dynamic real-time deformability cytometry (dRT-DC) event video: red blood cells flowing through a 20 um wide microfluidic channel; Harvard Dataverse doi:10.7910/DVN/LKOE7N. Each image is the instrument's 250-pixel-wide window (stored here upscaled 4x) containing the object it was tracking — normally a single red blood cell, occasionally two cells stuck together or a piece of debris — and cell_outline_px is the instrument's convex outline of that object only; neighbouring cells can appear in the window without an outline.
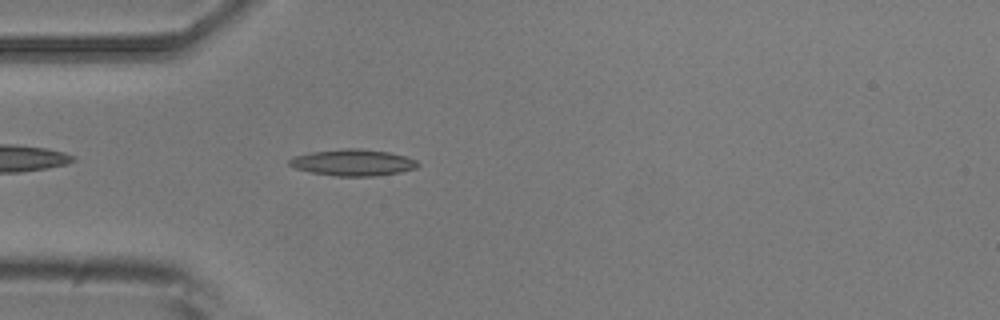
{"species": "common noctule bat (a hibernating species)", "species_latin": "Nyctalus noctula", "temperature_condition": "room temperature", "stored_images_in_passage": 4, "camera_frame_rate_fps": 3000, "um_per_image_px": 0.085, "animal": {"sex": "male", "body_mass_g": 20.5, "forearm_length_mm": 52.5}, "frame": {"image": 1, "passage_image": 4, "time_ms": 3.333, "image_size_px": [1000, 320], "cell_outline_px": [[420, 164], [416, 168], [400, 172], [372, 176], [336, 176], [308, 172], [296, 168], [288, 164], [288, 160], [296, 156], [312, 152], [344, 148], [360, 148], [388, 152], [404, 156], [416, 160]], "centroid_in_image_um": [30.0, 13.82], "position_along_channel_um": 55.0, "area_um2": 19.71}}